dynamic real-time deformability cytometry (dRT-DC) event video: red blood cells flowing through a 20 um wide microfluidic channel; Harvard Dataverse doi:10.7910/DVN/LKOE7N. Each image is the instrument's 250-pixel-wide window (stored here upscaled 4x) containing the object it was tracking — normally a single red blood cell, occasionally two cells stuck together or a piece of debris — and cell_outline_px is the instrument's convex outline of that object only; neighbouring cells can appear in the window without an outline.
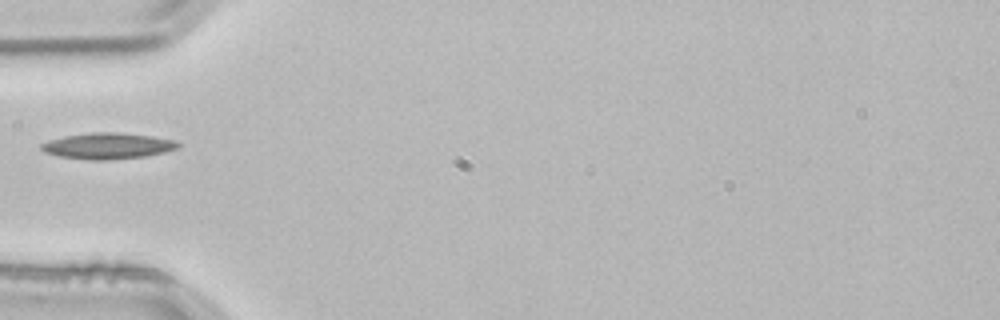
{"species": "common noctule bat (a hibernating species)", "species_latin": "Nyctalus noctula", "temperature_condition": "room temperature", "stored_images_in_passage": 4, "camera_frame_rate_fps": 3000, "um_per_image_px": 0.085, "animal": {"sex": "male", "body_mass_g": 21.5, "forearm_length_mm": 52.0}, "frame": {"image": 1, "passage_image": 4, "time_ms": 1.0, "image_size_px": [1000, 320], "cell_outline_px": [[184, 144], [176, 148], [164, 152], [144, 156], [108, 160], [92, 160], [60, 156], [44, 152], [40, 148], [40, 144], [48, 140], [64, 136], [92, 132], [116, 132], [152, 136], [176, 140]], "centroid_in_image_um": [9.16, 12.39], "position_along_channel_um": 75.8, "area_um2": 20.81}}